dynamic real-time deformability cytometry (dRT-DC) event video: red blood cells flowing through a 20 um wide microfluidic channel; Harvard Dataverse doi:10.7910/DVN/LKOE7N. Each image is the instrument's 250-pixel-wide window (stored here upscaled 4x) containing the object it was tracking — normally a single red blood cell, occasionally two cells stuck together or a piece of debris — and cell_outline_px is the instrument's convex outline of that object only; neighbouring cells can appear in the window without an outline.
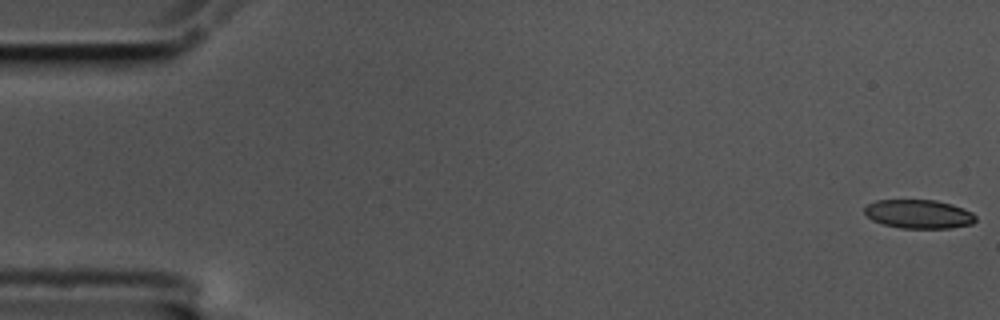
{"species": "common noctule bat (a hibernating species)", "species_latin": "Nyctalus noctula", "temperature_condition": "cold", "stored_images_in_passage": 58, "camera_frame_rate_fps": 3000, "um_per_image_px": 0.085, "animal": {"sex": "male", "body_mass_g": 17.5, "forearm_length_mm": 52.3}, "frame": {"image": 1, "passage_image": 1, "time_ms": 0.0, "image_size_px": [1000, 320], "cell_outline_px": [[976, 220], [972, 224], [948, 228], [900, 228], [884, 224], [872, 220], [864, 212], [864, 208], [868, 204], [876, 200], [936, 200], [952, 204], [964, 208], [972, 212], [976, 216]], "centroid_in_image_um": [78.11, 18.19], "position_along_channel_um": 6.9, "area_um2": 18.67}}
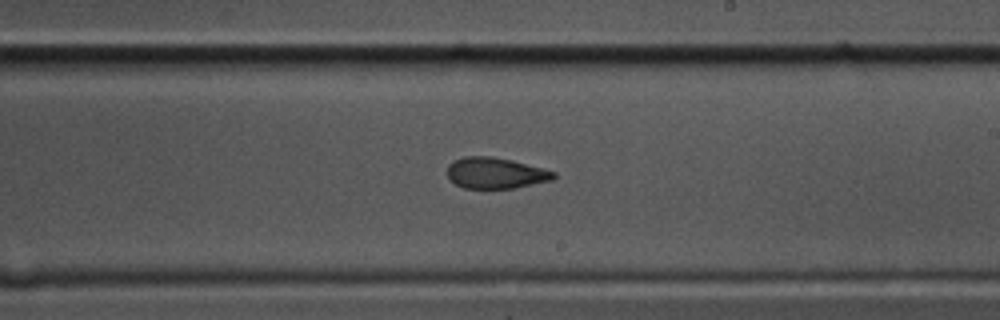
{"frame": {"image": 2, "passage_image": 34, "time_ms": 11.0, "image_size_px": [1000, 320], "cell_outline_px": [[556, 176], [552, 180], [516, 188], [464, 188], [456, 184], [448, 176], [448, 164], [452, 160], [464, 156], [492, 156], [512, 160], [544, 168], [556, 172]], "centroid_in_image_um": [42.14, 14.7], "position_along_channel_um": 246.9, "area_um2": 19.36}}
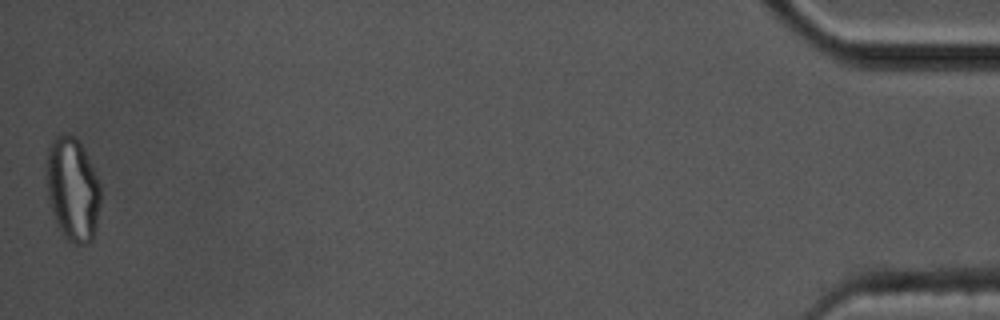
{"frame": {"image": 3, "passage_image": 58, "time_ms": 19.0, "image_size_px": [1000, 320], "cell_outline_px": [[100, 204], [96, 228], [92, 240], [88, 244], [76, 244], [68, 240], [64, 236], [56, 224], [48, 200], [48, 148], [52, 140], [56, 136], [64, 132], [68, 132], [76, 136], [84, 148], [92, 164], [100, 184]], "centroid_in_image_um": [6.2, 16.07], "position_along_channel_um": 429.0, "area_um2": 32.83}, "authors_computed_cell_mechanics": {"area_um2": 20.1433, "velocity_mm_per_s": 3.4696, "shape_relaxation_time_tau1_ms": null, "shape_relaxation_time_tau2_ms": 2.709, "deformation_change_tau1": null, "deformation_change_tau2": 0.0921}}